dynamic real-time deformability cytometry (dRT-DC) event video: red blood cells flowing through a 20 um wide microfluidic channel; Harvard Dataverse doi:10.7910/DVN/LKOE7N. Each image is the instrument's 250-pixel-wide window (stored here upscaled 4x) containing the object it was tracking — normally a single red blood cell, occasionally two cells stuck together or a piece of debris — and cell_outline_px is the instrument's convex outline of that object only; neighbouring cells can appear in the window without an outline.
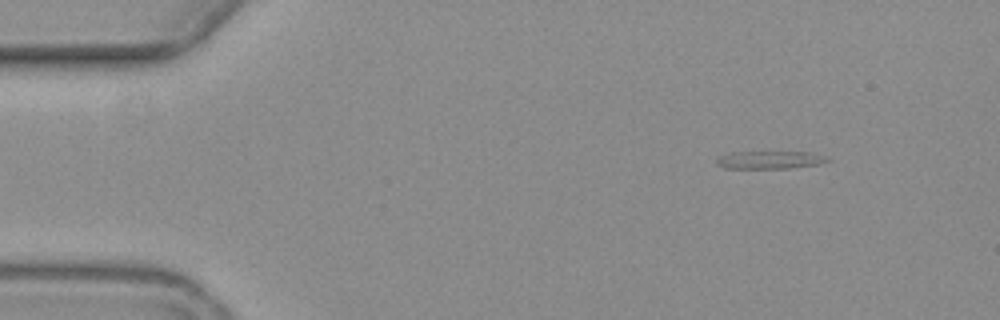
{"species": "common noctule bat (a hibernating species)", "species_latin": "Nyctalus noctula", "temperature_condition": "warm", "stored_images_in_passage": 3, "camera_frame_rate_fps": 3000, "um_per_image_px": 0.085, "animal": {"sex": "female", "body_mass_g": 19.3, "forearm_length_mm": 54.1}, "frame": {"image": 1, "passage_image": 3, "time_ms": 2.333, "image_size_px": [1000, 320], "cell_outline_px": [[832, 160], [816, 164], [788, 168], [724, 168], [716, 164], [716, 156], [728, 152], [764, 148], [812, 152], [828, 156]], "centroid_in_image_um": [65.39, 13.5], "position_along_channel_um": 19.6, "area_um2": 12.83}}